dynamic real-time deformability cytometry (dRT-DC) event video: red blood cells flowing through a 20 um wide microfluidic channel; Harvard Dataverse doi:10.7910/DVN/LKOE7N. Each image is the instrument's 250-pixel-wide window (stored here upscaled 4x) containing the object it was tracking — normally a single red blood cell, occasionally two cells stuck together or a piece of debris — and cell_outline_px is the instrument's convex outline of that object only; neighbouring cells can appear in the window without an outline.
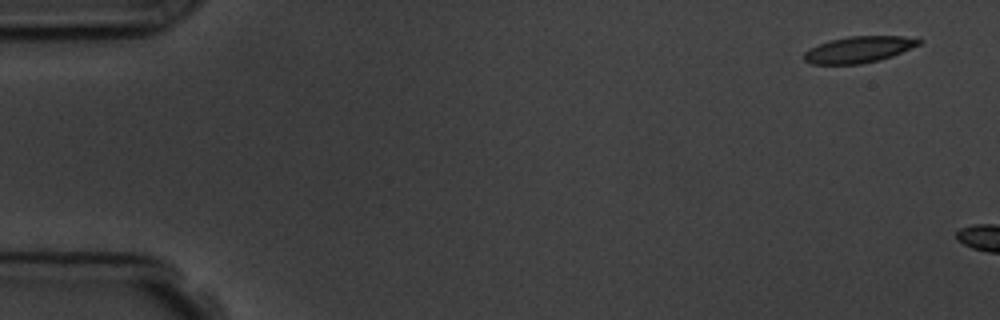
{"species": "common noctule bat (a hibernating species)", "species_latin": "Nyctalus noctula", "temperature_condition": "room temperature", "stored_images_in_passage": 2, "camera_frame_rate_fps": 3000, "um_per_image_px": 0.085, "animal": {"sex": "male", "body_mass_g": 19.5, "forearm_length_mm": 54.6}, "frame": {"image": 1, "passage_image": 1, "time_ms": 0.0, "image_size_px": [1000, 320], "cell_outline_px": [[924, 40], [920, 44], [892, 56], [880, 60], [860, 64], [812, 64], [804, 60], [804, 52], [820, 44], [832, 40], [848, 36], [904, 36]], "centroid_in_image_um": [73.03, 4.21], "position_along_channel_um": 12.0, "area_um2": 17.46}}